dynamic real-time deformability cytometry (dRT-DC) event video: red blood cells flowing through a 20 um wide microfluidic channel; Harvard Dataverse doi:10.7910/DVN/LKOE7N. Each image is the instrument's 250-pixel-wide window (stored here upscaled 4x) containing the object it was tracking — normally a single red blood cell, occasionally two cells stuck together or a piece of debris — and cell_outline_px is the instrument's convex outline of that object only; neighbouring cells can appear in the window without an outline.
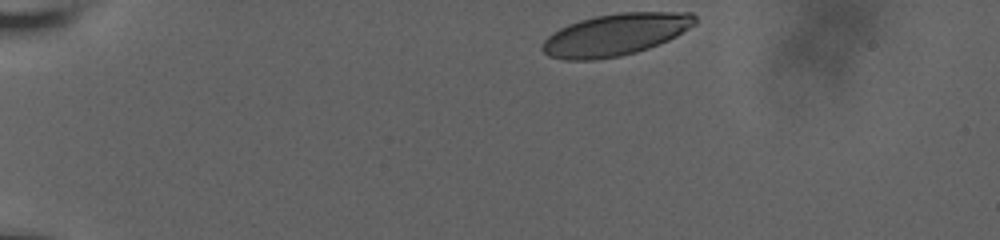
{"species": "human", "species_latin": "Homo sapiens", "temperature_condition": "room temperature", "stored_images_in_passage": 11, "camera_frame_rate_fps": 3000, "um_per_image_px": 0.085, "donor": {"sex": "male"}, "frame": {"image": 1, "passage_image": 1, "time_ms": 0.0, "image_size_px": [1000, 240], "cell_outline_px": [[696, 24], [676, 36], [668, 40], [648, 48], [636, 52], [620, 56], [592, 60], [564, 60], [548, 56], [540, 48], [544, 40], [552, 32], [568, 24], [580, 20], [596, 16], [620, 12], [692, 12], [696, 16]], "centroid_in_image_um": [52.3, 2.94], "position_along_channel_um": 32.7, "area_um2": 37.4}}
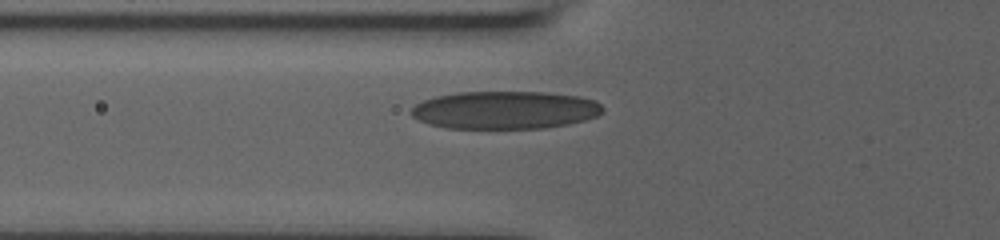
{"frame": {"image": 2, "passage_image": 7, "time_ms": 3.667, "image_size_px": [1000, 240], "cell_outline_px": [[604, 112], [596, 116], [584, 120], [568, 124], [544, 128], [448, 128], [428, 124], [412, 116], [408, 112], [416, 104], [424, 100], [436, 96], [456, 92], [544, 92], [576, 96], [596, 100], [604, 108]], "centroid_in_image_um": [42.92, 9.35], "position_along_channel_um": 82.9, "area_um2": 42.31}}
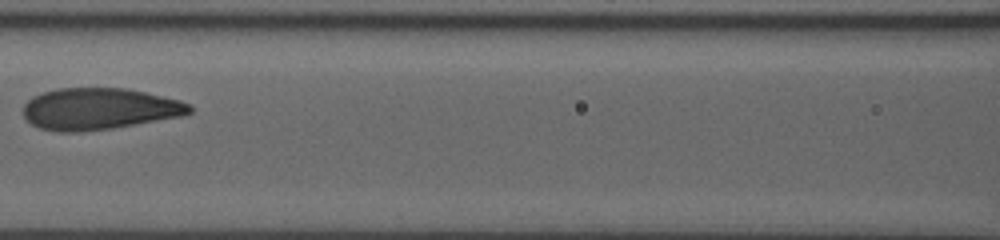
{"frame": {"image": 3, "passage_image": 10, "time_ms": 5.667, "image_size_px": [1000, 240], "cell_outline_px": [[192, 112], [180, 116], [112, 128], [80, 132], [56, 132], [40, 128], [32, 124], [24, 116], [24, 104], [32, 96], [56, 88], [124, 88], [144, 92], [180, 100], [188, 104], [192, 108]], "centroid_in_image_um": [8.39, 9.25], "position_along_channel_um": 158.2, "area_um2": 40.11}}